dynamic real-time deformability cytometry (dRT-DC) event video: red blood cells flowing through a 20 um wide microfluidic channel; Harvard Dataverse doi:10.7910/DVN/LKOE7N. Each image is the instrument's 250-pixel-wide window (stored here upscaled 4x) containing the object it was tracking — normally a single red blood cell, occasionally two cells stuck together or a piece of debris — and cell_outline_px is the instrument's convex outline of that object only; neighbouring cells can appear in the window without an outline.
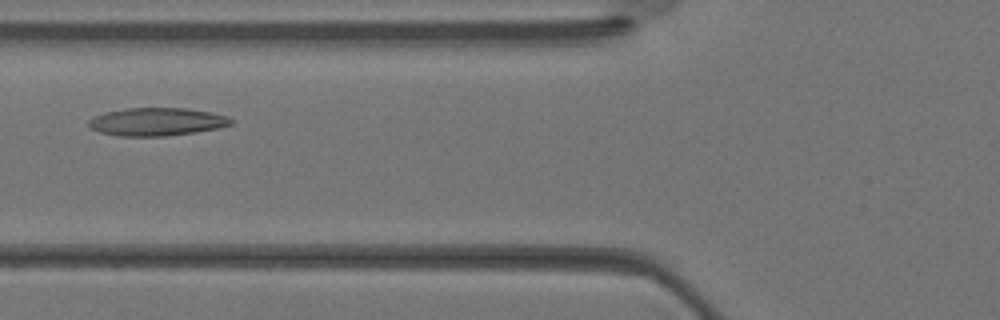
{"species": "Egyptian fruit bat (a non-hibernating species)", "species_latin": "Rousettus aegyptiacus", "temperature_condition": "warm", "stored_images_in_passage": 29, "camera_frame_rate_fps": 3000, "um_per_image_px": 0.085, "animal": {"sex": "female"}, "frame": {"image": 1, "passage_image": 7, "time_ms": 2.0, "image_size_px": [1000, 320], "cell_outline_px": [[232, 124], [216, 128], [196, 132], [168, 136], [120, 136], [100, 132], [92, 128], [88, 124], [88, 120], [92, 116], [124, 108], [184, 108], [212, 112], [228, 116], [232, 120]], "centroid_in_image_um": [13.33, 10.35], "position_along_channel_um": 112.5, "area_um2": 23.18}}
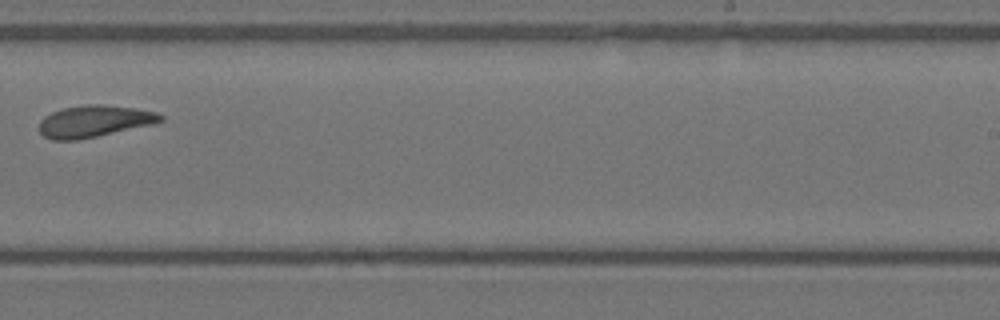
{"frame": {"image": 2, "passage_image": 16, "time_ms": 5.0, "image_size_px": [1000, 320], "cell_outline_px": [[164, 120], [152, 124], [96, 136], [76, 140], [52, 140], [44, 136], [40, 132], [40, 120], [44, 116], [52, 112], [64, 108], [88, 104], [104, 104], [132, 108], [156, 112], [164, 116]], "centroid_in_image_um": [7.99, 10.3], "position_along_channel_um": 281.0, "area_um2": 22.2}}
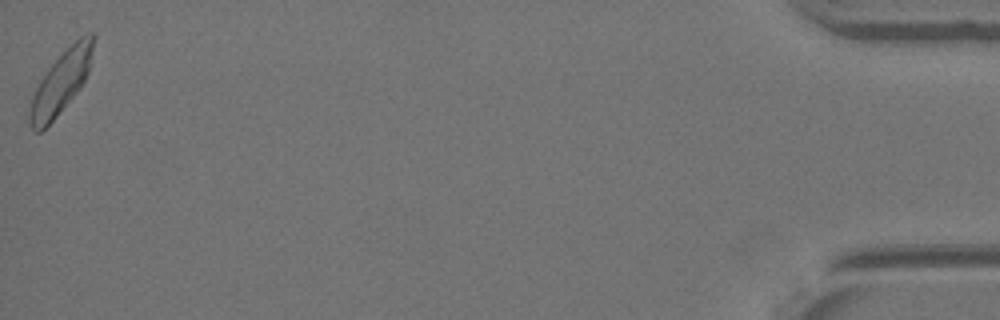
{"frame": {"image": 3, "passage_image": 29, "time_ms": 9.333, "image_size_px": [1000, 320], "cell_outline_px": [[92, 48], [88, 72], [80, 88], [56, 116], [40, 132], [36, 132], [28, 124], [28, 112], [32, 96], [40, 80], [48, 68], [80, 36], [92, 32]], "centroid_in_image_um": [5.12, 7.06], "position_along_channel_um": 430.1, "area_um2": 22.25}}